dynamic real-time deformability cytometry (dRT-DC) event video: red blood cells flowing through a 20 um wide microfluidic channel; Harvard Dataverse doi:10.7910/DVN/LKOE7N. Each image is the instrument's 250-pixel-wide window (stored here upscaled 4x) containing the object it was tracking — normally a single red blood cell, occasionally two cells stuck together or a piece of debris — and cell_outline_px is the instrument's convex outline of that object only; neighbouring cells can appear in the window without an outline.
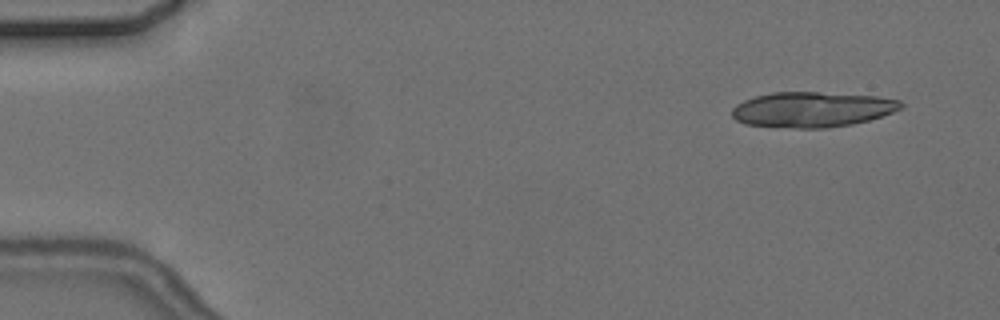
{"species": "common noctule bat (a hibernating species)", "species_latin": "Nyctalus noctula", "temperature_condition": "cold", "stored_images_in_passage": 4, "camera_frame_rate_fps": 3000, "um_per_image_px": 0.085, "animal": {"sex": "female", "body_mass_g": 24.6, "forearm_length_mm": 56.2}, "frame": {"image": 1, "passage_image": 1, "time_ms": 0.0, "image_size_px": [1000, 320], "cell_outline_px": [[904, 104], [900, 108], [892, 112], [868, 120], [852, 124], [828, 128], [796, 128], [744, 124], [736, 120], [732, 116], [732, 108], [736, 104], [744, 100], [756, 96], [772, 92], [820, 92], [876, 96], [900, 100]], "centroid_in_image_um": [69.01, 9.3], "position_along_channel_um": 16.0, "area_um2": 34.68}}